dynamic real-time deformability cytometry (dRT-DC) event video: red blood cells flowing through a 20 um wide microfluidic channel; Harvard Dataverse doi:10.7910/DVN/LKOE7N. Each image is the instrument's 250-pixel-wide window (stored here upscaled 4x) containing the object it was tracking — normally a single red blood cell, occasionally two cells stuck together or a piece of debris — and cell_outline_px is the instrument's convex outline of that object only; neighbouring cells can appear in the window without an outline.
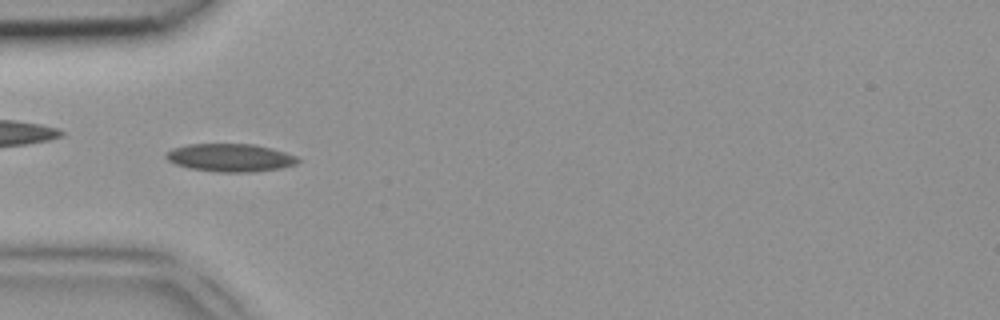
{"species": "common noctule bat (a hibernating species)", "species_latin": "Nyctalus noctula", "temperature_condition": "room temperature", "stored_images_in_passage": 4, "camera_frame_rate_fps": 3000, "um_per_image_px": 0.085, "animal": {"sex": "female", "body_mass_g": 18.4}, "frame": {"image": 1, "passage_image": 4, "time_ms": 1.0, "image_size_px": [1000, 320], "cell_outline_px": [[300, 160], [296, 164], [280, 168], [252, 172], [216, 172], [192, 168], [176, 164], [168, 160], [164, 156], [172, 148], [188, 144], [256, 144], [272, 148], [296, 156]], "centroid_in_image_um": [19.58, 13.4], "position_along_channel_um": 65.4, "area_um2": 21.39}}